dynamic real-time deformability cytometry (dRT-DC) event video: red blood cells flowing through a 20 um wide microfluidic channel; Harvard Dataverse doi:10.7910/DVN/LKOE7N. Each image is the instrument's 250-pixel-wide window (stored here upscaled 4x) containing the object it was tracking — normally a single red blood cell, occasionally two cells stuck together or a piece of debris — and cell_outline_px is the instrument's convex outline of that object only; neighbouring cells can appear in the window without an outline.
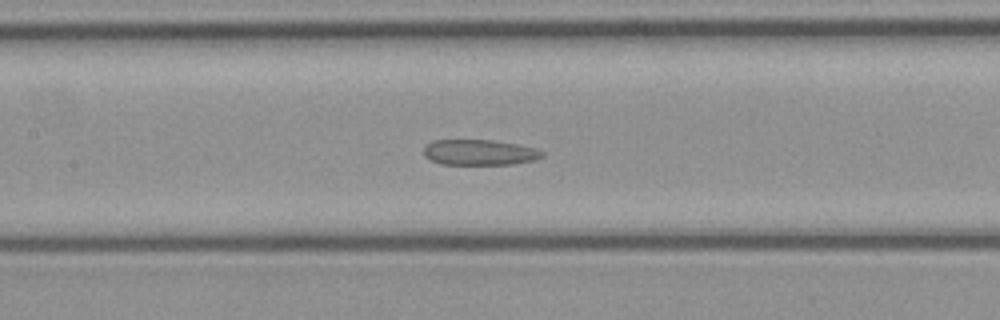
{"species": "common noctule bat (a hibernating species)", "species_latin": "Nyctalus noctula", "temperature_condition": "cold", "stored_images_in_passage": 44, "camera_frame_rate_fps": 3000, "um_per_image_px": 0.085, "animal": {"sex": "female", "body_mass_g": 21.9}, "frame": {"image": 1, "passage_image": 18, "time_ms": 5.667, "image_size_px": [1000, 320], "cell_outline_px": [[544, 156], [536, 160], [512, 164], [440, 164], [424, 156], [424, 144], [432, 140], [492, 140], [520, 144], [536, 148], [544, 152]], "centroid_in_image_um": [40.77, 12.94], "position_along_channel_um": 166.6, "area_um2": 17.86}}
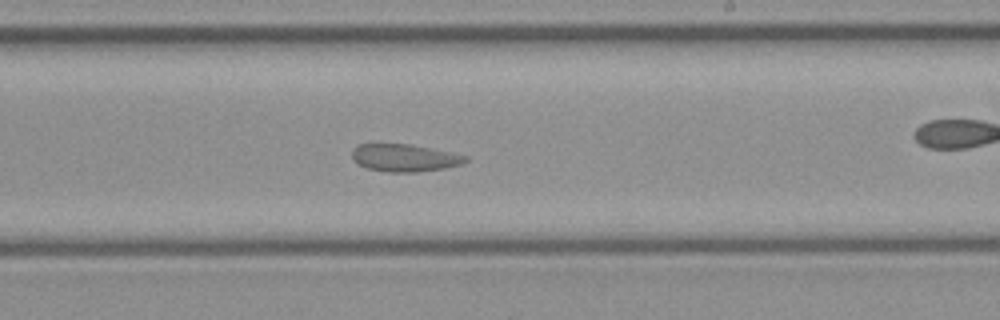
{"frame": {"image": 2, "passage_image": 24, "time_ms": 7.667, "image_size_px": [1000, 320], "cell_outline_px": [[468, 160], [460, 164], [444, 168], [416, 172], [388, 172], [368, 168], [352, 160], [352, 148], [356, 144], [408, 144], [468, 156]], "centroid_in_image_um": [34.33, 13.41], "position_along_channel_um": 254.7, "area_um2": 17.92}}
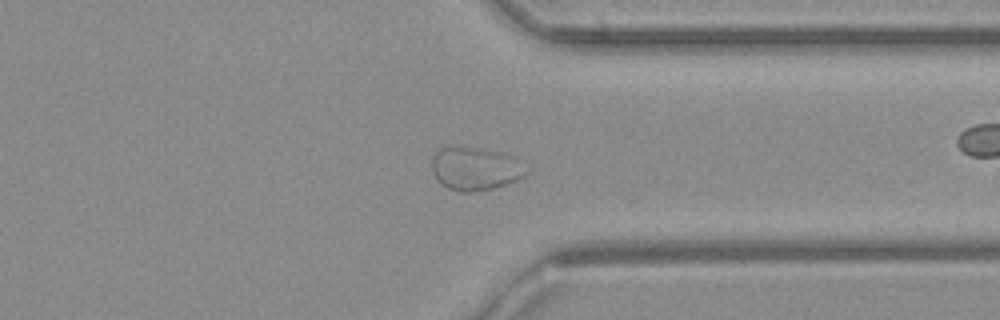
{"frame": {"image": 3, "passage_image": 32, "time_ms": 10.333, "image_size_px": [1000, 320], "cell_outline_px": [[528, 172], [524, 176], [516, 180], [492, 188], [472, 192], [460, 192], [448, 188], [436, 180], [432, 172], [432, 152], [444, 144], [464, 144], [484, 148], [516, 156]], "centroid_in_image_um": [40.32, 14.26], "position_along_channel_um": 371.1, "area_um2": 24.74}}